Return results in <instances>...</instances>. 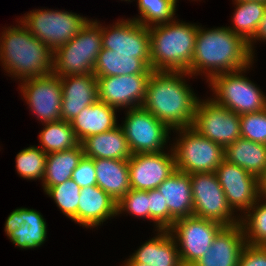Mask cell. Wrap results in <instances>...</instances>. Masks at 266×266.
Segmentation results:
<instances>
[{
  "mask_svg": "<svg viewBox=\"0 0 266 266\" xmlns=\"http://www.w3.org/2000/svg\"><path fill=\"white\" fill-rule=\"evenodd\" d=\"M206 29L198 25L192 63L187 71L191 77L203 73L208 82L215 75L252 67L254 56L242 37L227 26Z\"/></svg>",
  "mask_w": 266,
  "mask_h": 266,
  "instance_id": "1",
  "label": "cell"
},
{
  "mask_svg": "<svg viewBox=\"0 0 266 266\" xmlns=\"http://www.w3.org/2000/svg\"><path fill=\"white\" fill-rule=\"evenodd\" d=\"M187 72L152 71L142 108L170 130L192 127L199 97L185 81ZM184 76V77H183Z\"/></svg>",
  "mask_w": 266,
  "mask_h": 266,
  "instance_id": "2",
  "label": "cell"
},
{
  "mask_svg": "<svg viewBox=\"0 0 266 266\" xmlns=\"http://www.w3.org/2000/svg\"><path fill=\"white\" fill-rule=\"evenodd\" d=\"M20 25L3 29L0 37V61L5 72L21 81L52 74L54 51Z\"/></svg>",
  "mask_w": 266,
  "mask_h": 266,
  "instance_id": "3",
  "label": "cell"
},
{
  "mask_svg": "<svg viewBox=\"0 0 266 266\" xmlns=\"http://www.w3.org/2000/svg\"><path fill=\"white\" fill-rule=\"evenodd\" d=\"M150 68L153 71L187 72L192 63L198 25L173 20L148 27Z\"/></svg>",
  "mask_w": 266,
  "mask_h": 266,
  "instance_id": "4",
  "label": "cell"
},
{
  "mask_svg": "<svg viewBox=\"0 0 266 266\" xmlns=\"http://www.w3.org/2000/svg\"><path fill=\"white\" fill-rule=\"evenodd\" d=\"M101 50V24L89 19L74 38L54 51L53 74L59 77L93 74Z\"/></svg>",
  "mask_w": 266,
  "mask_h": 266,
  "instance_id": "5",
  "label": "cell"
},
{
  "mask_svg": "<svg viewBox=\"0 0 266 266\" xmlns=\"http://www.w3.org/2000/svg\"><path fill=\"white\" fill-rule=\"evenodd\" d=\"M249 67L234 72L213 76L208 82L214 92L211 98L238 115L258 112L266 109V95L245 75Z\"/></svg>",
  "mask_w": 266,
  "mask_h": 266,
  "instance_id": "6",
  "label": "cell"
},
{
  "mask_svg": "<svg viewBox=\"0 0 266 266\" xmlns=\"http://www.w3.org/2000/svg\"><path fill=\"white\" fill-rule=\"evenodd\" d=\"M176 130L179 139L171 146L176 170L186 174L215 172L224 159V148L192 127Z\"/></svg>",
  "mask_w": 266,
  "mask_h": 266,
  "instance_id": "7",
  "label": "cell"
},
{
  "mask_svg": "<svg viewBox=\"0 0 266 266\" xmlns=\"http://www.w3.org/2000/svg\"><path fill=\"white\" fill-rule=\"evenodd\" d=\"M24 15L19 24L53 51L74 38L89 21L77 13L63 10L37 9Z\"/></svg>",
  "mask_w": 266,
  "mask_h": 266,
  "instance_id": "8",
  "label": "cell"
},
{
  "mask_svg": "<svg viewBox=\"0 0 266 266\" xmlns=\"http://www.w3.org/2000/svg\"><path fill=\"white\" fill-rule=\"evenodd\" d=\"M190 179L193 216L217 221L223 226L240 223V216H234L215 172L190 174Z\"/></svg>",
  "mask_w": 266,
  "mask_h": 266,
  "instance_id": "9",
  "label": "cell"
},
{
  "mask_svg": "<svg viewBox=\"0 0 266 266\" xmlns=\"http://www.w3.org/2000/svg\"><path fill=\"white\" fill-rule=\"evenodd\" d=\"M223 227L217 221L196 216L175 220L168 230L177 244L182 266H191L201 258Z\"/></svg>",
  "mask_w": 266,
  "mask_h": 266,
  "instance_id": "10",
  "label": "cell"
},
{
  "mask_svg": "<svg viewBox=\"0 0 266 266\" xmlns=\"http://www.w3.org/2000/svg\"><path fill=\"white\" fill-rule=\"evenodd\" d=\"M132 154L164 151L171 130L142 107L128 109L121 126Z\"/></svg>",
  "mask_w": 266,
  "mask_h": 266,
  "instance_id": "11",
  "label": "cell"
},
{
  "mask_svg": "<svg viewBox=\"0 0 266 266\" xmlns=\"http://www.w3.org/2000/svg\"><path fill=\"white\" fill-rule=\"evenodd\" d=\"M192 128L223 148L241 138L240 115L211 98L199 99Z\"/></svg>",
  "mask_w": 266,
  "mask_h": 266,
  "instance_id": "12",
  "label": "cell"
},
{
  "mask_svg": "<svg viewBox=\"0 0 266 266\" xmlns=\"http://www.w3.org/2000/svg\"><path fill=\"white\" fill-rule=\"evenodd\" d=\"M19 84L30 110L43 124L61 120L62 86L55 74L28 78Z\"/></svg>",
  "mask_w": 266,
  "mask_h": 266,
  "instance_id": "13",
  "label": "cell"
},
{
  "mask_svg": "<svg viewBox=\"0 0 266 266\" xmlns=\"http://www.w3.org/2000/svg\"><path fill=\"white\" fill-rule=\"evenodd\" d=\"M215 173L231 209L243 211L240 217L259 200L260 180L242 167L223 159Z\"/></svg>",
  "mask_w": 266,
  "mask_h": 266,
  "instance_id": "14",
  "label": "cell"
},
{
  "mask_svg": "<svg viewBox=\"0 0 266 266\" xmlns=\"http://www.w3.org/2000/svg\"><path fill=\"white\" fill-rule=\"evenodd\" d=\"M151 74L96 77L98 100L116 109L141 107Z\"/></svg>",
  "mask_w": 266,
  "mask_h": 266,
  "instance_id": "15",
  "label": "cell"
},
{
  "mask_svg": "<svg viewBox=\"0 0 266 266\" xmlns=\"http://www.w3.org/2000/svg\"><path fill=\"white\" fill-rule=\"evenodd\" d=\"M169 152L132 154L128 159L131 189H156L174 173L176 171L175 156L171 147Z\"/></svg>",
  "mask_w": 266,
  "mask_h": 266,
  "instance_id": "16",
  "label": "cell"
},
{
  "mask_svg": "<svg viewBox=\"0 0 266 266\" xmlns=\"http://www.w3.org/2000/svg\"><path fill=\"white\" fill-rule=\"evenodd\" d=\"M102 48L114 53L135 54V58L150 59V33L133 19H122L109 28L101 26Z\"/></svg>",
  "mask_w": 266,
  "mask_h": 266,
  "instance_id": "17",
  "label": "cell"
},
{
  "mask_svg": "<svg viewBox=\"0 0 266 266\" xmlns=\"http://www.w3.org/2000/svg\"><path fill=\"white\" fill-rule=\"evenodd\" d=\"M62 86L61 120L70 122L86 106L98 100V82L94 74L60 77Z\"/></svg>",
  "mask_w": 266,
  "mask_h": 266,
  "instance_id": "18",
  "label": "cell"
},
{
  "mask_svg": "<svg viewBox=\"0 0 266 266\" xmlns=\"http://www.w3.org/2000/svg\"><path fill=\"white\" fill-rule=\"evenodd\" d=\"M245 244L244 230L240 223L224 226L214 237L210 248L191 266H238Z\"/></svg>",
  "mask_w": 266,
  "mask_h": 266,
  "instance_id": "19",
  "label": "cell"
},
{
  "mask_svg": "<svg viewBox=\"0 0 266 266\" xmlns=\"http://www.w3.org/2000/svg\"><path fill=\"white\" fill-rule=\"evenodd\" d=\"M157 232L132 253L123 266H182L177 244L169 230Z\"/></svg>",
  "mask_w": 266,
  "mask_h": 266,
  "instance_id": "20",
  "label": "cell"
},
{
  "mask_svg": "<svg viewBox=\"0 0 266 266\" xmlns=\"http://www.w3.org/2000/svg\"><path fill=\"white\" fill-rule=\"evenodd\" d=\"M169 210V228L175 220L193 216L190 174L176 170L157 187Z\"/></svg>",
  "mask_w": 266,
  "mask_h": 266,
  "instance_id": "21",
  "label": "cell"
},
{
  "mask_svg": "<svg viewBox=\"0 0 266 266\" xmlns=\"http://www.w3.org/2000/svg\"><path fill=\"white\" fill-rule=\"evenodd\" d=\"M115 202L97 185L81 188L78 204V224L94 228L117 215Z\"/></svg>",
  "mask_w": 266,
  "mask_h": 266,
  "instance_id": "22",
  "label": "cell"
},
{
  "mask_svg": "<svg viewBox=\"0 0 266 266\" xmlns=\"http://www.w3.org/2000/svg\"><path fill=\"white\" fill-rule=\"evenodd\" d=\"M116 108L97 100L86 106L70 121L77 140L81 143L85 138L104 133L117 127Z\"/></svg>",
  "mask_w": 266,
  "mask_h": 266,
  "instance_id": "23",
  "label": "cell"
},
{
  "mask_svg": "<svg viewBox=\"0 0 266 266\" xmlns=\"http://www.w3.org/2000/svg\"><path fill=\"white\" fill-rule=\"evenodd\" d=\"M84 156L91 159L128 160L132 152L121 125L85 138L81 142Z\"/></svg>",
  "mask_w": 266,
  "mask_h": 266,
  "instance_id": "24",
  "label": "cell"
},
{
  "mask_svg": "<svg viewBox=\"0 0 266 266\" xmlns=\"http://www.w3.org/2000/svg\"><path fill=\"white\" fill-rule=\"evenodd\" d=\"M97 186L118 202L131 189L128 160L93 159Z\"/></svg>",
  "mask_w": 266,
  "mask_h": 266,
  "instance_id": "25",
  "label": "cell"
},
{
  "mask_svg": "<svg viewBox=\"0 0 266 266\" xmlns=\"http://www.w3.org/2000/svg\"><path fill=\"white\" fill-rule=\"evenodd\" d=\"M150 59L135 58V54L114 53L102 48L97 56L93 74L108 77L131 74H151Z\"/></svg>",
  "mask_w": 266,
  "mask_h": 266,
  "instance_id": "26",
  "label": "cell"
},
{
  "mask_svg": "<svg viewBox=\"0 0 266 266\" xmlns=\"http://www.w3.org/2000/svg\"><path fill=\"white\" fill-rule=\"evenodd\" d=\"M224 159L260 180L266 173V144L238 138L224 148Z\"/></svg>",
  "mask_w": 266,
  "mask_h": 266,
  "instance_id": "27",
  "label": "cell"
},
{
  "mask_svg": "<svg viewBox=\"0 0 266 266\" xmlns=\"http://www.w3.org/2000/svg\"><path fill=\"white\" fill-rule=\"evenodd\" d=\"M83 156L81 143L69 150L47 154L45 174L42 180L44 192L50 187L70 179Z\"/></svg>",
  "mask_w": 266,
  "mask_h": 266,
  "instance_id": "28",
  "label": "cell"
},
{
  "mask_svg": "<svg viewBox=\"0 0 266 266\" xmlns=\"http://www.w3.org/2000/svg\"><path fill=\"white\" fill-rule=\"evenodd\" d=\"M24 224L8 235L11 242L21 249H34L44 244L47 238V223L41 213L22 207Z\"/></svg>",
  "mask_w": 266,
  "mask_h": 266,
  "instance_id": "29",
  "label": "cell"
},
{
  "mask_svg": "<svg viewBox=\"0 0 266 266\" xmlns=\"http://www.w3.org/2000/svg\"><path fill=\"white\" fill-rule=\"evenodd\" d=\"M234 4L236 9L232 17L233 26L228 28L249 43L263 18L266 4L255 1L234 2Z\"/></svg>",
  "mask_w": 266,
  "mask_h": 266,
  "instance_id": "30",
  "label": "cell"
},
{
  "mask_svg": "<svg viewBox=\"0 0 266 266\" xmlns=\"http://www.w3.org/2000/svg\"><path fill=\"white\" fill-rule=\"evenodd\" d=\"M45 127L39 134L41 149L46 153H54L69 150L80 142L77 140L70 122L56 121L44 123Z\"/></svg>",
  "mask_w": 266,
  "mask_h": 266,
  "instance_id": "31",
  "label": "cell"
},
{
  "mask_svg": "<svg viewBox=\"0 0 266 266\" xmlns=\"http://www.w3.org/2000/svg\"><path fill=\"white\" fill-rule=\"evenodd\" d=\"M139 16L131 18L150 27L175 20L177 0H137Z\"/></svg>",
  "mask_w": 266,
  "mask_h": 266,
  "instance_id": "32",
  "label": "cell"
},
{
  "mask_svg": "<svg viewBox=\"0 0 266 266\" xmlns=\"http://www.w3.org/2000/svg\"><path fill=\"white\" fill-rule=\"evenodd\" d=\"M240 224L247 244L266 246V204L261 199L240 217Z\"/></svg>",
  "mask_w": 266,
  "mask_h": 266,
  "instance_id": "33",
  "label": "cell"
},
{
  "mask_svg": "<svg viewBox=\"0 0 266 266\" xmlns=\"http://www.w3.org/2000/svg\"><path fill=\"white\" fill-rule=\"evenodd\" d=\"M81 187L70 178L67 181L50 187L45 194L51 197L62 213L78 224V204Z\"/></svg>",
  "mask_w": 266,
  "mask_h": 266,
  "instance_id": "34",
  "label": "cell"
},
{
  "mask_svg": "<svg viewBox=\"0 0 266 266\" xmlns=\"http://www.w3.org/2000/svg\"><path fill=\"white\" fill-rule=\"evenodd\" d=\"M47 154L38 146H29L16 155V170L27 180H43Z\"/></svg>",
  "mask_w": 266,
  "mask_h": 266,
  "instance_id": "35",
  "label": "cell"
},
{
  "mask_svg": "<svg viewBox=\"0 0 266 266\" xmlns=\"http://www.w3.org/2000/svg\"><path fill=\"white\" fill-rule=\"evenodd\" d=\"M241 138L266 144V109L240 115Z\"/></svg>",
  "mask_w": 266,
  "mask_h": 266,
  "instance_id": "36",
  "label": "cell"
},
{
  "mask_svg": "<svg viewBox=\"0 0 266 266\" xmlns=\"http://www.w3.org/2000/svg\"><path fill=\"white\" fill-rule=\"evenodd\" d=\"M150 220L148 190L130 189L116 205L117 216L123 212Z\"/></svg>",
  "mask_w": 266,
  "mask_h": 266,
  "instance_id": "37",
  "label": "cell"
},
{
  "mask_svg": "<svg viewBox=\"0 0 266 266\" xmlns=\"http://www.w3.org/2000/svg\"><path fill=\"white\" fill-rule=\"evenodd\" d=\"M163 197L157 188L148 190L150 220L154 221L155 231L169 229V210Z\"/></svg>",
  "mask_w": 266,
  "mask_h": 266,
  "instance_id": "38",
  "label": "cell"
},
{
  "mask_svg": "<svg viewBox=\"0 0 266 266\" xmlns=\"http://www.w3.org/2000/svg\"><path fill=\"white\" fill-rule=\"evenodd\" d=\"M71 178L81 188L97 185L93 159L83 156Z\"/></svg>",
  "mask_w": 266,
  "mask_h": 266,
  "instance_id": "39",
  "label": "cell"
},
{
  "mask_svg": "<svg viewBox=\"0 0 266 266\" xmlns=\"http://www.w3.org/2000/svg\"><path fill=\"white\" fill-rule=\"evenodd\" d=\"M238 266H266V246L245 244Z\"/></svg>",
  "mask_w": 266,
  "mask_h": 266,
  "instance_id": "40",
  "label": "cell"
},
{
  "mask_svg": "<svg viewBox=\"0 0 266 266\" xmlns=\"http://www.w3.org/2000/svg\"><path fill=\"white\" fill-rule=\"evenodd\" d=\"M24 224L22 220V207L13 210L5 222V233L8 236L11 232L19 229Z\"/></svg>",
  "mask_w": 266,
  "mask_h": 266,
  "instance_id": "41",
  "label": "cell"
},
{
  "mask_svg": "<svg viewBox=\"0 0 266 266\" xmlns=\"http://www.w3.org/2000/svg\"><path fill=\"white\" fill-rule=\"evenodd\" d=\"M256 40H263V42L266 41V11L263 15V18L261 19L258 28L255 32L254 38L248 43L249 49L251 51V54L254 56V45L253 43H255Z\"/></svg>",
  "mask_w": 266,
  "mask_h": 266,
  "instance_id": "42",
  "label": "cell"
},
{
  "mask_svg": "<svg viewBox=\"0 0 266 266\" xmlns=\"http://www.w3.org/2000/svg\"><path fill=\"white\" fill-rule=\"evenodd\" d=\"M266 195V173L260 179V196Z\"/></svg>",
  "mask_w": 266,
  "mask_h": 266,
  "instance_id": "43",
  "label": "cell"
},
{
  "mask_svg": "<svg viewBox=\"0 0 266 266\" xmlns=\"http://www.w3.org/2000/svg\"><path fill=\"white\" fill-rule=\"evenodd\" d=\"M242 1H255V2H261L266 4V0H234V2H242Z\"/></svg>",
  "mask_w": 266,
  "mask_h": 266,
  "instance_id": "44",
  "label": "cell"
},
{
  "mask_svg": "<svg viewBox=\"0 0 266 266\" xmlns=\"http://www.w3.org/2000/svg\"><path fill=\"white\" fill-rule=\"evenodd\" d=\"M259 199H262L261 201H263V200H264L263 202L266 204V200H265V199H266V195H265V196H260V198H259Z\"/></svg>",
  "mask_w": 266,
  "mask_h": 266,
  "instance_id": "45",
  "label": "cell"
}]
</instances>
